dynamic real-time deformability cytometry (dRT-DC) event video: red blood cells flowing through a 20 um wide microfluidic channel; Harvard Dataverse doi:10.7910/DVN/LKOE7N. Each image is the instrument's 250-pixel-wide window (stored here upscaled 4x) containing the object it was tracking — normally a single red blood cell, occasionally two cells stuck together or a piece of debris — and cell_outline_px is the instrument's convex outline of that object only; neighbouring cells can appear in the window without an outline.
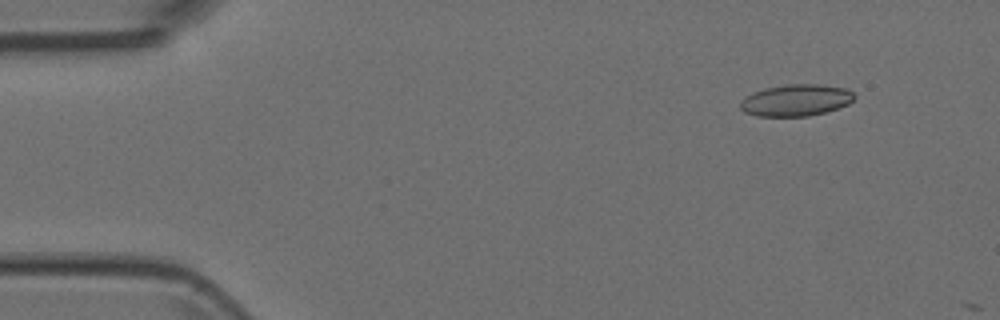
{"species": "Egyptian fruit bat (a non-hibernating species)", "species_latin": "Rousettus aegyptiacus", "temperature_condition": "room temperature", "stored_images_in_passage": 3, "camera_frame_rate_fps": 3000, "um_per_image_px": 0.085, "animal": {"sex": "female"}, "frame": {"image": 1, "passage_image": 2, "time_ms": 0.333, "image_size_px": [1000, 320], "cell_outline_px": [[856, 96], [848, 104], [824, 112], [808, 116], [756, 116], [744, 112], [740, 108], [740, 100], [744, 96], [752, 92], [764, 88], [788, 84], [820, 84], [844, 88], [852, 92]], "centroid_in_image_um": [67.6, 8.51], "position_along_channel_um": 17.4, "area_um2": 21.1}}